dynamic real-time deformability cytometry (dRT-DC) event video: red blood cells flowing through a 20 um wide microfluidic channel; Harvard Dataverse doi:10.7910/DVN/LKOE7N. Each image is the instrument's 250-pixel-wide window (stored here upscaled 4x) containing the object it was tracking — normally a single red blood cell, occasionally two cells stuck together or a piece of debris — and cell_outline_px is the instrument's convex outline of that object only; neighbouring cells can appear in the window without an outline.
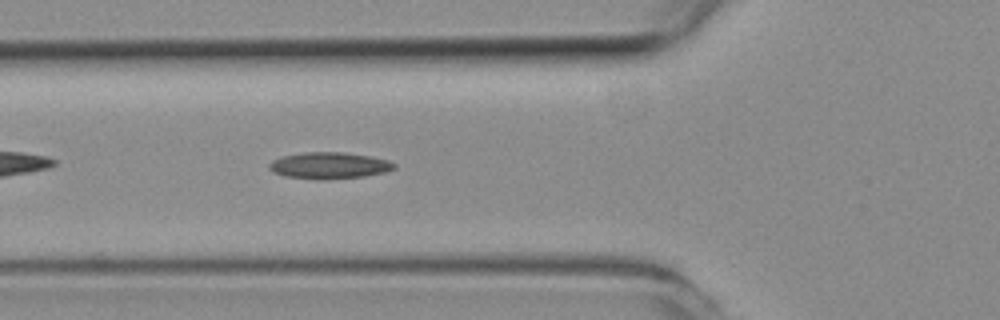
{"species": "common noctule bat (a hibernating species)", "species_latin": "Nyctalus noctula", "temperature_condition": "room temperature", "stored_images_in_passage": 34, "camera_frame_rate_fps": 3000, "um_per_image_px": 0.085, "animal": {"sex": "female", "body_mass_g": 19.3, "forearm_length_mm": 54.1}, "frame": {"image": 1, "passage_image": 6, "time_ms": 1.667, "image_size_px": [1000, 320], "cell_outline_px": [[396, 168], [384, 172], [364, 176], [320, 180], [284, 176], [272, 172], [268, 168], [268, 164], [272, 160], [280, 156], [304, 152], [340, 152], [372, 156], [388, 160], [396, 164]], "centroid_in_image_um": [27.94, 14.06], "position_along_channel_um": 97.9, "area_um2": 19.48}}
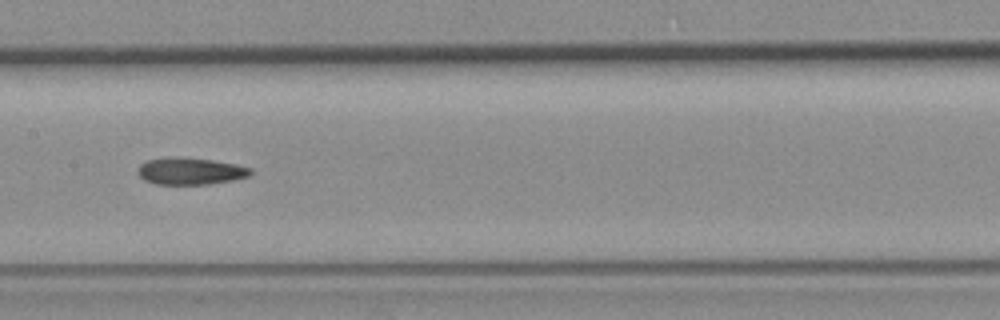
{"frame": {"image": 2, "passage_image": 13, "time_ms": 4.0, "image_size_px": [1000, 320], "cell_outline_px": [[252, 172], [248, 176], [232, 180], [208, 184], [156, 184], [144, 180], [136, 172], [140, 164], [148, 160], [176, 156], [180, 156], [212, 160], [236, 164], [252, 168]], "centroid_in_image_um": [16.16, 14.54], "position_along_channel_um": 191.2, "area_um2": 17.74}}
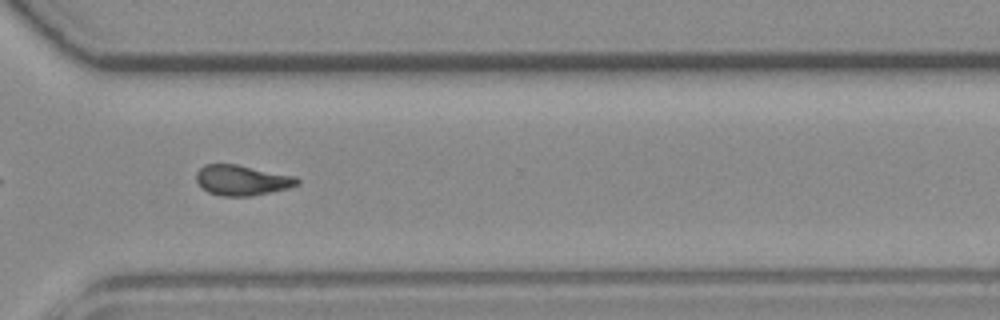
{"frame": {"image": 3, "passage_image": 25, "time_ms": 8.0, "image_size_px": [1000, 320], "cell_outline_px": [[300, 184], [288, 188], [252, 196], [220, 196], [208, 192], [196, 180], [196, 172], [204, 164], [236, 164], [296, 176], [300, 180]], "centroid_in_image_um": [20.59, 15.31], "position_along_channel_um": 350.0, "area_um2": 17.86}, "authors_computed_cell_mechanics": {"area_um2": 18.1203, "velocity_mm_per_s": 3.979, "shape_relaxation_time_tau1_ms": null, "shape_relaxation_time_tau2_ms": 5.8095, "deformation_change_tau1": null, "deformation_change_tau2": 0.1328}}